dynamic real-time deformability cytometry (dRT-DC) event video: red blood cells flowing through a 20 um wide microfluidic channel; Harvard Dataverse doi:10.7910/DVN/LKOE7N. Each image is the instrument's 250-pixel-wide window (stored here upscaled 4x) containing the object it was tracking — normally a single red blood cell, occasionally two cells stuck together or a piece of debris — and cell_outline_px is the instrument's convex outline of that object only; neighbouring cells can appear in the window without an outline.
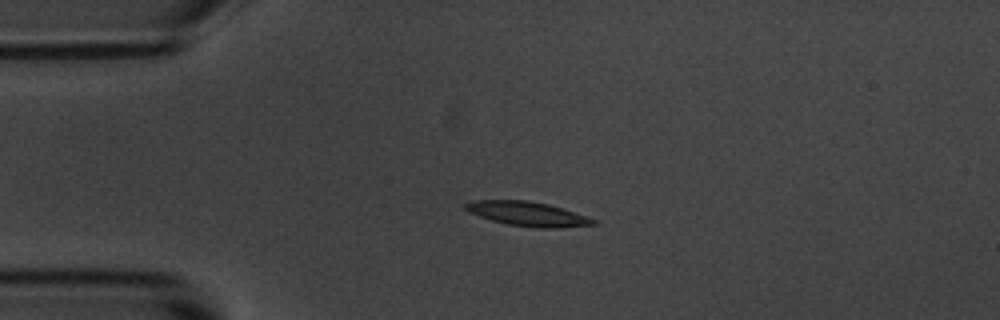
{"species": "common noctule bat (a hibernating species)", "species_latin": "Nyctalus noctula", "temperature_condition": "room temperature", "stored_images_in_passage": 43, "camera_frame_rate_fps": 3000, "um_per_image_px": 0.085, "animal": {"sex": "male", "body_mass_g": 20.1, "forearm_length_mm": 53.5}, "frame": {"image": 1, "passage_image": 1, "time_ms": 0.0, "image_size_px": [1000, 320], "cell_outline_px": [[600, 224], [552, 228], [536, 228], [508, 224], [492, 220], [468, 212], [464, 208], [464, 204], [472, 200], [528, 200], [548, 204], [600, 220]], "centroid_in_image_um": [44.88, 18.18], "position_along_channel_um": 40.1, "area_um2": 18.21}}
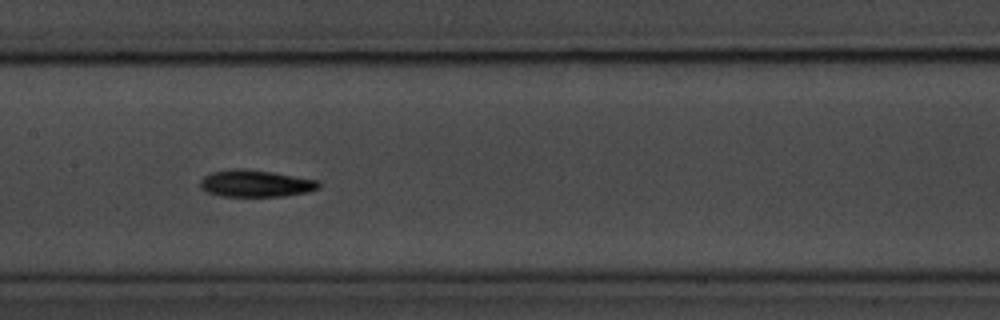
{"frame": {"image": 2, "passage_image": 15, "time_ms": 4.667, "image_size_px": [1000, 320], "cell_outline_px": [[320, 188], [308, 192], [284, 196], [220, 196], [204, 192], [200, 188], [200, 180], [204, 176], [212, 172], [232, 168], [244, 168], [272, 172], [320, 180]], "centroid_in_image_um": [21.71, 15.59], "position_along_channel_um": 185.7, "area_um2": 18.9}}
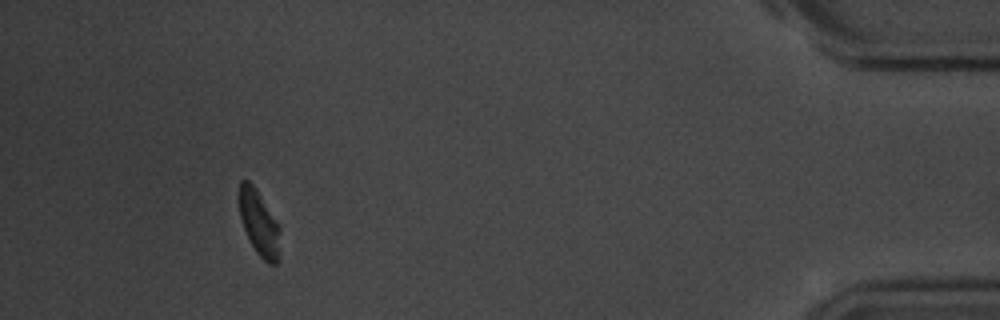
{"frame": {"image": 3, "passage_image": 39, "time_ms": 12.667, "image_size_px": [1000, 320], "cell_outline_px": [[280, 228], [276, 264], [268, 264], [256, 252], [244, 228], [240, 216], [236, 196], [240, 180], [248, 180], [256, 188]], "centroid_in_image_um": [21.95, 18.87], "position_along_channel_um": 413.2, "area_um2": 15.37}, "authors_computed_cell_mechanics": {"area_um2": 17.8602, "velocity_mm_per_s": 3.6451, "shape_relaxation_time_tau1_ms": 2.9755, "shape_relaxation_time_tau2_ms": null, "deformation_change_tau1": 0.1209, "deformation_change_tau2": null}}